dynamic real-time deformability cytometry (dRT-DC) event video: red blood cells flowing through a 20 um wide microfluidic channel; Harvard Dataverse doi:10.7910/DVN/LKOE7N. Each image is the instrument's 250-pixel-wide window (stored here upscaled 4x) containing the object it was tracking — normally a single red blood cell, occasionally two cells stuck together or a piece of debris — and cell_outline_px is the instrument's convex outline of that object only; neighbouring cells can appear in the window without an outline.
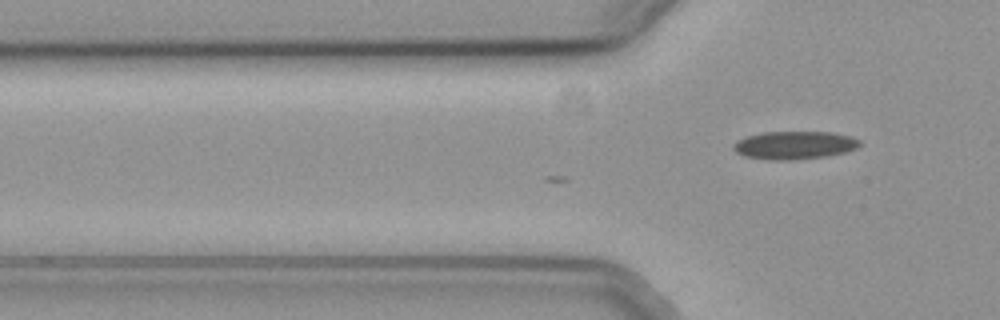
{"species": "common noctule bat (a hibernating species)", "species_latin": "Nyctalus noctula", "temperature_condition": "cold", "stored_images_in_passage": 2, "camera_frame_rate_fps": 3000, "um_per_image_px": 0.085, "animal": {"sex": "female", "body_mass_g": 19.3, "forearm_length_mm": 54.1}, "frame": {"image": 1, "passage_image": 2, "time_ms": 0.333, "image_size_px": [1000, 320], "cell_outline_px": [[860, 144], [856, 148], [844, 152], [828, 156], [792, 160], [768, 160], [744, 156], [736, 152], [732, 148], [732, 144], [748, 136], [764, 132], [832, 132], [852, 136], [860, 140]], "centroid_in_image_um": [67.53, 12.34], "position_along_channel_um": 58.3, "area_um2": 20.63}}